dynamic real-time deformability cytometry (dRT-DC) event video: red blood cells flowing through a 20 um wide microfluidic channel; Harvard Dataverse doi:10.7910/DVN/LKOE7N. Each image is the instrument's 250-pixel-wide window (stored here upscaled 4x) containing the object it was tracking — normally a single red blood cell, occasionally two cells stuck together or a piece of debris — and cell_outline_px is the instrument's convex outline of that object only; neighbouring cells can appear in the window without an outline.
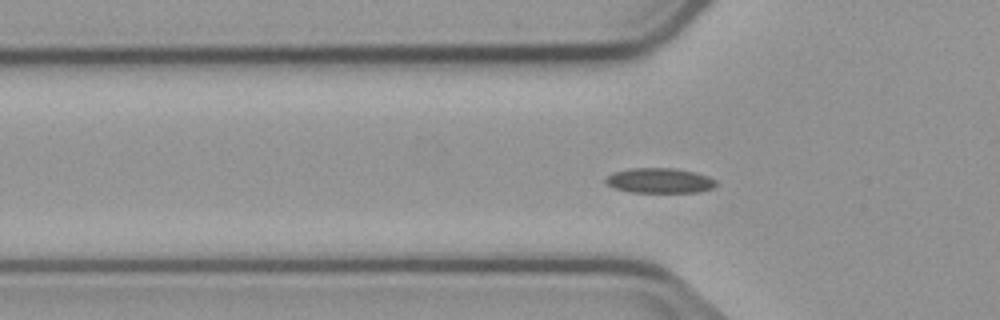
{"species": "common noctule bat (a hibernating species)", "species_latin": "Nyctalus noctula", "temperature_condition": "cold", "stored_images_in_passage": 43, "camera_frame_rate_fps": 3000, "um_per_image_px": 0.085, "animal": {"sex": "male", "body_mass_g": 23.1, "forearm_length_mm": 52.7}, "frame": {"image": 1, "passage_image": 5, "time_ms": 1.333, "image_size_px": [1000, 320], "cell_outline_px": [[716, 184], [712, 188], [700, 192], [628, 192], [616, 188], [608, 184], [604, 180], [612, 172], [632, 168], [676, 168], [696, 172], [708, 176], [716, 180]], "centroid_in_image_um": [56.08, 15.34], "position_along_channel_um": 69.7, "area_um2": 16.13}}
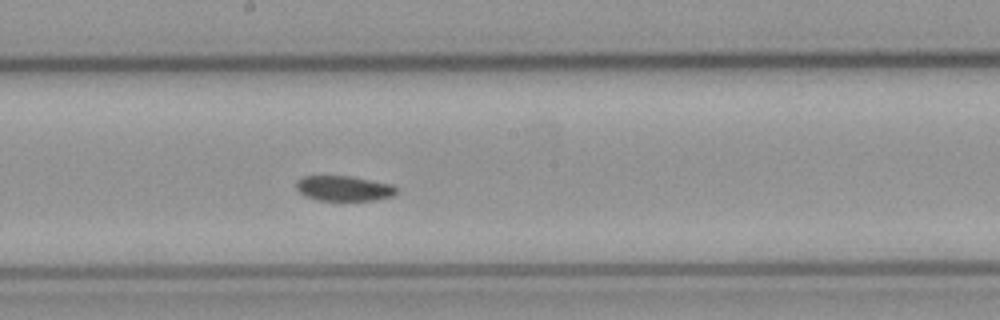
{"frame": {"image": 2, "passage_image": 17, "time_ms": 5.333, "image_size_px": [1000, 320], "cell_outline_px": [[400, 192], [392, 196], [376, 200], [316, 200], [304, 196], [296, 188], [296, 180], [304, 176], [348, 176], [392, 184], [400, 188]], "centroid_in_image_um": [29.26, 16.02], "position_along_channel_um": 218.9, "area_um2": 14.85}}
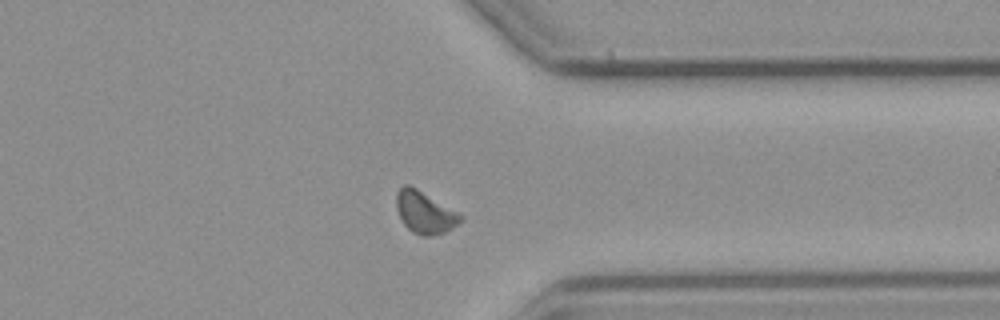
{"frame": {"image": 3, "passage_image": 30, "time_ms": 9.667, "image_size_px": [1000, 320], "cell_outline_px": [[464, 216], [452, 228], [444, 232], [428, 236], [420, 236], [412, 232], [404, 224], [396, 208], [396, 192], [404, 184], [408, 184], [416, 188], [460, 212]], "centroid_in_image_um": [36.1, 18.04], "position_along_channel_um": 375.3, "area_um2": 15.72}, "authors_computed_cell_mechanics": {"area_um2": 15.2592, "velocity_mm_per_s": 3.713, "shape_relaxation_time_tau1_ms": 9.6321, "shape_relaxation_time_tau2_ms": null, "deformation_change_tau1": 0.1256, "deformation_change_tau2": null}}